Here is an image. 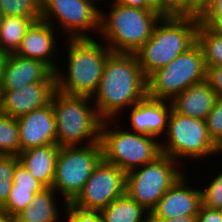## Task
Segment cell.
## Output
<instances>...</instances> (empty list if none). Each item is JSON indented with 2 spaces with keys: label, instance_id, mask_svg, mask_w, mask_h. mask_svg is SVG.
I'll list each match as a JSON object with an SVG mask.
<instances>
[{
  "label": "cell",
  "instance_id": "cell-33",
  "mask_svg": "<svg viewBox=\"0 0 222 222\" xmlns=\"http://www.w3.org/2000/svg\"><path fill=\"white\" fill-rule=\"evenodd\" d=\"M13 186L16 189H31V192H41L46 188L35 179L20 162L15 166Z\"/></svg>",
  "mask_w": 222,
  "mask_h": 222
},
{
  "label": "cell",
  "instance_id": "cell-12",
  "mask_svg": "<svg viewBox=\"0 0 222 222\" xmlns=\"http://www.w3.org/2000/svg\"><path fill=\"white\" fill-rule=\"evenodd\" d=\"M126 173L103 159L94 168L82 191L71 202L87 210L101 211L125 194Z\"/></svg>",
  "mask_w": 222,
  "mask_h": 222
},
{
  "label": "cell",
  "instance_id": "cell-23",
  "mask_svg": "<svg viewBox=\"0 0 222 222\" xmlns=\"http://www.w3.org/2000/svg\"><path fill=\"white\" fill-rule=\"evenodd\" d=\"M35 21L29 17L3 16L0 24V50L15 54L22 38Z\"/></svg>",
  "mask_w": 222,
  "mask_h": 222
},
{
  "label": "cell",
  "instance_id": "cell-6",
  "mask_svg": "<svg viewBox=\"0 0 222 222\" xmlns=\"http://www.w3.org/2000/svg\"><path fill=\"white\" fill-rule=\"evenodd\" d=\"M115 122L118 123L119 120H103L100 127V143L105 162L127 173L154 161L162 154L160 139L123 128H112Z\"/></svg>",
  "mask_w": 222,
  "mask_h": 222
},
{
  "label": "cell",
  "instance_id": "cell-31",
  "mask_svg": "<svg viewBox=\"0 0 222 222\" xmlns=\"http://www.w3.org/2000/svg\"><path fill=\"white\" fill-rule=\"evenodd\" d=\"M209 137L222 150V97H218L205 119Z\"/></svg>",
  "mask_w": 222,
  "mask_h": 222
},
{
  "label": "cell",
  "instance_id": "cell-38",
  "mask_svg": "<svg viewBox=\"0 0 222 222\" xmlns=\"http://www.w3.org/2000/svg\"><path fill=\"white\" fill-rule=\"evenodd\" d=\"M148 222H196V216L180 215L171 219L148 217Z\"/></svg>",
  "mask_w": 222,
  "mask_h": 222
},
{
  "label": "cell",
  "instance_id": "cell-19",
  "mask_svg": "<svg viewBox=\"0 0 222 222\" xmlns=\"http://www.w3.org/2000/svg\"><path fill=\"white\" fill-rule=\"evenodd\" d=\"M219 96L205 80L189 86L172 101V109L181 115L205 120Z\"/></svg>",
  "mask_w": 222,
  "mask_h": 222
},
{
  "label": "cell",
  "instance_id": "cell-5",
  "mask_svg": "<svg viewBox=\"0 0 222 222\" xmlns=\"http://www.w3.org/2000/svg\"><path fill=\"white\" fill-rule=\"evenodd\" d=\"M51 104L56 119L59 147L100 142L103 120L99 117L91 97L67 95L56 90Z\"/></svg>",
  "mask_w": 222,
  "mask_h": 222
},
{
  "label": "cell",
  "instance_id": "cell-24",
  "mask_svg": "<svg viewBox=\"0 0 222 222\" xmlns=\"http://www.w3.org/2000/svg\"><path fill=\"white\" fill-rule=\"evenodd\" d=\"M197 43L203 50L206 68L222 65L221 34L200 22L197 28Z\"/></svg>",
  "mask_w": 222,
  "mask_h": 222
},
{
  "label": "cell",
  "instance_id": "cell-39",
  "mask_svg": "<svg viewBox=\"0 0 222 222\" xmlns=\"http://www.w3.org/2000/svg\"><path fill=\"white\" fill-rule=\"evenodd\" d=\"M199 20L222 35V18H199Z\"/></svg>",
  "mask_w": 222,
  "mask_h": 222
},
{
  "label": "cell",
  "instance_id": "cell-1",
  "mask_svg": "<svg viewBox=\"0 0 222 222\" xmlns=\"http://www.w3.org/2000/svg\"><path fill=\"white\" fill-rule=\"evenodd\" d=\"M148 96L147 77L132 53L112 52L105 62L98 88L91 97L102 120L121 113Z\"/></svg>",
  "mask_w": 222,
  "mask_h": 222
},
{
  "label": "cell",
  "instance_id": "cell-22",
  "mask_svg": "<svg viewBox=\"0 0 222 222\" xmlns=\"http://www.w3.org/2000/svg\"><path fill=\"white\" fill-rule=\"evenodd\" d=\"M103 222H148L149 212L126 193L100 211Z\"/></svg>",
  "mask_w": 222,
  "mask_h": 222
},
{
  "label": "cell",
  "instance_id": "cell-21",
  "mask_svg": "<svg viewBox=\"0 0 222 222\" xmlns=\"http://www.w3.org/2000/svg\"><path fill=\"white\" fill-rule=\"evenodd\" d=\"M56 195L52 187L36 193L30 205L16 215L18 222H61Z\"/></svg>",
  "mask_w": 222,
  "mask_h": 222
},
{
  "label": "cell",
  "instance_id": "cell-4",
  "mask_svg": "<svg viewBox=\"0 0 222 222\" xmlns=\"http://www.w3.org/2000/svg\"><path fill=\"white\" fill-rule=\"evenodd\" d=\"M109 12L101 7L99 36L112 52L134 54L151 36L162 18L157 9H139L110 1Z\"/></svg>",
  "mask_w": 222,
  "mask_h": 222
},
{
  "label": "cell",
  "instance_id": "cell-20",
  "mask_svg": "<svg viewBox=\"0 0 222 222\" xmlns=\"http://www.w3.org/2000/svg\"><path fill=\"white\" fill-rule=\"evenodd\" d=\"M60 147L50 144L32 147L18 154L19 162L45 187H52Z\"/></svg>",
  "mask_w": 222,
  "mask_h": 222
},
{
  "label": "cell",
  "instance_id": "cell-44",
  "mask_svg": "<svg viewBox=\"0 0 222 222\" xmlns=\"http://www.w3.org/2000/svg\"><path fill=\"white\" fill-rule=\"evenodd\" d=\"M218 211L220 212V214L222 216V206L218 209Z\"/></svg>",
  "mask_w": 222,
  "mask_h": 222
},
{
  "label": "cell",
  "instance_id": "cell-3",
  "mask_svg": "<svg viewBox=\"0 0 222 222\" xmlns=\"http://www.w3.org/2000/svg\"><path fill=\"white\" fill-rule=\"evenodd\" d=\"M199 23L191 16H162L152 36L134 53L147 78L197 42Z\"/></svg>",
  "mask_w": 222,
  "mask_h": 222
},
{
  "label": "cell",
  "instance_id": "cell-28",
  "mask_svg": "<svg viewBox=\"0 0 222 222\" xmlns=\"http://www.w3.org/2000/svg\"><path fill=\"white\" fill-rule=\"evenodd\" d=\"M19 157L0 155V208L6 203L13 185V175Z\"/></svg>",
  "mask_w": 222,
  "mask_h": 222
},
{
  "label": "cell",
  "instance_id": "cell-30",
  "mask_svg": "<svg viewBox=\"0 0 222 222\" xmlns=\"http://www.w3.org/2000/svg\"><path fill=\"white\" fill-rule=\"evenodd\" d=\"M214 175L209 184L201 189V200L202 206L218 210L222 206V171Z\"/></svg>",
  "mask_w": 222,
  "mask_h": 222
},
{
  "label": "cell",
  "instance_id": "cell-32",
  "mask_svg": "<svg viewBox=\"0 0 222 222\" xmlns=\"http://www.w3.org/2000/svg\"><path fill=\"white\" fill-rule=\"evenodd\" d=\"M62 219L64 222H103L102 215L98 210H87L74 206L71 202L67 203Z\"/></svg>",
  "mask_w": 222,
  "mask_h": 222
},
{
  "label": "cell",
  "instance_id": "cell-10",
  "mask_svg": "<svg viewBox=\"0 0 222 222\" xmlns=\"http://www.w3.org/2000/svg\"><path fill=\"white\" fill-rule=\"evenodd\" d=\"M102 159L100 142L60 147L52 188L64 198L63 209L82 191L94 168Z\"/></svg>",
  "mask_w": 222,
  "mask_h": 222
},
{
  "label": "cell",
  "instance_id": "cell-14",
  "mask_svg": "<svg viewBox=\"0 0 222 222\" xmlns=\"http://www.w3.org/2000/svg\"><path fill=\"white\" fill-rule=\"evenodd\" d=\"M20 152L32 147L57 144L56 119L52 104L16 118Z\"/></svg>",
  "mask_w": 222,
  "mask_h": 222
},
{
  "label": "cell",
  "instance_id": "cell-29",
  "mask_svg": "<svg viewBox=\"0 0 222 222\" xmlns=\"http://www.w3.org/2000/svg\"><path fill=\"white\" fill-rule=\"evenodd\" d=\"M36 193L39 192H31V189H16L12 185L8 199L0 210L11 215H18L30 205Z\"/></svg>",
  "mask_w": 222,
  "mask_h": 222
},
{
  "label": "cell",
  "instance_id": "cell-9",
  "mask_svg": "<svg viewBox=\"0 0 222 222\" xmlns=\"http://www.w3.org/2000/svg\"><path fill=\"white\" fill-rule=\"evenodd\" d=\"M181 167L170 156L161 154L154 161L126 173L125 193L151 212L164 193L185 174Z\"/></svg>",
  "mask_w": 222,
  "mask_h": 222
},
{
  "label": "cell",
  "instance_id": "cell-11",
  "mask_svg": "<svg viewBox=\"0 0 222 222\" xmlns=\"http://www.w3.org/2000/svg\"><path fill=\"white\" fill-rule=\"evenodd\" d=\"M96 1L99 0H41V20L63 32L64 39L92 38L94 32L93 35L100 32L101 6L97 4L101 2Z\"/></svg>",
  "mask_w": 222,
  "mask_h": 222
},
{
  "label": "cell",
  "instance_id": "cell-26",
  "mask_svg": "<svg viewBox=\"0 0 222 222\" xmlns=\"http://www.w3.org/2000/svg\"><path fill=\"white\" fill-rule=\"evenodd\" d=\"M155 7L162 16H191L199 18L203 2L201 0H159Z\"/></svg>",
  "mask_w": 222,
  "mask_h": 222
},
{
  "label": "cell",
  "instance_id": "cell-2",
  "mask_svg": "<svg viewBox=\"0 0 222 222\" xmlns=\"http://www.w3.org/2000/svg\"><path fill=\"white\" fill-rule=\"evenodd\" d=\"M92 38H67V66L55 71L56 90L67 95L92 97L101 80L105 62L112 53L103 41ZM66 66V67H64ZM64 68L65 71L63 70ZM67 71V73H66ZM64 72V73H63Z\"/></svg>",
  "mask_w": 222,
  "mask_h": 222
},
{
  "label": "cell",
  "instance_id": "cell-7",
  "mask_svg": "<svg viewBox=\"0 0 222 222\" xmlns=\"http://www.w3.org/2000/svg\"><path fill=\"white\" fill-rule=\"evenodd\" d=\"M165 135L167 136L163 137L164 140L160 139L162 154L170 156L180 164H185L187 159L197 162L196 160L209 159L216 154V157L220 153V156L222 155V150L209 137L205 120L184 116L172 109Z\"/></svg>",
  "mask_w": 222,
  "mask_h": 222
},
{
  "label": "cell",
  "instance_id": "cell-35",
  "mask_svg": "<svg viewBox=\"0 0 222 222\" xmlns=\"http://www.w3.org/2000/svg\"><path fill=\"white\" fill-rule=\"evenodd\" d=\"M199 18H222V0H205Z\"/></svg>",
  "mask_w": 222,
  "mask_h": 222
},
{
  "label": "cell",
  "instance_id": "cell-34",
  "mask_svg": "<svg viewBox=\"0 0 222 222\" xmlns=\"http://www.w3.org/2000/svg\"><path fill=\"white\" fill-rule=\"evenodd\" d=\"M206 81L219 97H222V65L209 66Z\"/></svg>",
  "mask_w": 222,
  "mask_h": 222
},
{
  "label": "cell",
  "instance_id": "cell-13",
  "mask_svg": "<svg viewBox=\"0 0 222 222\" xmlns=\"http://www.w3.org/2000/svg\"><path fill=\"white\" fill-rule=\"evenodd\" d=\"M187 174L185 173L164 193L148 217L171 219L180 215L197 216L202 205L201 187L198 189L197 186L196 189L192 182L190 186Z\"/></svg>",
  "mask_w": 222,
  "mask_h": 222
},
{
  "label": "cell",
  "instance_id": "cell-16",
  "mask_svg": "<svg viewBox=\"0 0 222 222\" xmlns=\"http://www.w3.org/2000/svg\"><path fill=\"white\" fill-rule=\"evenodd\" d=\"M172 110L170 101L153 99L145 97L135 105L127 109L129 116L128 122L130 130L136 133H142L150 136H155L159 139L164 137L168 118Z\"/></svg>",
  "mask_w": 222,
  "mask_h": 222
},
{
  "label": "cell",
  "instance_id": "cell-40",
  "mask_svg": "<svg viewBox=\"0 0 222 222\" xmlns=\"http://www.w3.org/2000/svg\"><path fill=\"white\" fill-rule=\"evenodd\" d=\"M9 54L0 50V84L3 82L4 66Z\"/></svg>",
  "mask_w": 222,
  "mask_h": 222
},
{
  "label": "cell",
  "instance_id": "cell-25",
  "mask_svg": "<svg viewBox=\"0 0 222 222\" xmlns=\"http://www.w3.org/2000/svg\"><path fill=\"white\" fill-rule=\"evenodd\" d=\"M20 153L18 123L16 118L0 112V155Z\"/></svg>",
  "mask_w": 222,
  "mask_h": 222
},
{
  "label": "cell",
  "instance_id": "cell-8",
  "mask_svg": "<svg viewBox=\"0 0 222 222\" xmlns=\"http://www.w3.org/2000/svg\"><path fill=\"white\" fill-rule=\"evenodd\" d=\"M206 73L203 50L196 42L147 78L148 97L171 102L189 86L205 81Z\"/></svg>",
  "mask_w": 222,
  "mask_h": 222
},
{
  "label": "cell",
  "instance_id": "cell-17",
  "mask_svg": "<svg viewBox=\"0 0 222 222\" xmlns=\"http://www.w3.org/2000/svg\"><path fill=\"white\" fill-rule=\"evenodd\" d=\"M56 82H36L17 90H4L2 112L18 118L51 103Z\"/></svg>",
  "mask_w": 222,
  "mask_h": 222
},
{
  "label": "cell",
  "instance_id": "cell-36",
  "mask_svg": "<svg viewBox=\"0 0 222 222\" xmlns=\"http://www.w3.org/2000/svg\"><path fill=\"white\" fill-rule=\"evenodd\" d=\"M196 222H222V216L217 209L200 206Z\"/></svg>",
  "mask_w": 222,
  "mask_h": 222
},
{
  "label": "cell",
  "instance_id": "cell-42",
  "mask_svg": "<svg viewBox=\"0 0 222 222\" xmlns=\"http://www.w3.org/2000/svg\"><path fill=\"white\" fill-rule=\"evenodd\" d=\"M3 96H4V89L2 84H0V112H2L3 109Z\"/></svg>",
  "mask_w": 222,
  "mask_h": 222
},
{
  "label": "cell",
  "instance_id": "cell-43",
  "mask_svg": "<svg viewBox=\"0 0 222 222\" xmlns=\"http://www.w3.org/2000/svg\"><path fill=\"white\" fill-rule=\"evenodd\" d=\"M2 19H3V14H2V12L0 11V24L2 23Z\"/></svg>",
  "mask_w": 222,
  "mask_h": 222
},
{
  "label": "cell",
  "instance_id": "cell-27",
  "mask_svg": "<svg viewBox=\"0 0 222 222\" xmlns=\"http://www.w3.org/2000/svg\"><path fill=\"white\" fill-rule=\"evenodd\" d=\"M3 16H20L41 20V0H0Z\"/></svg>",
  "mask_w": 222,
  "mask_h": 222
},
{
  "label": "cell",
  "instance_id": "cell-41",
  "mask_svg": "<svg viewBox=\"0 0 222 222\" xmlns=\"http://www.w3.org/2000/svg\"><path fill=\"white\" fill-rule=\"evenodd\" d=\"M0 222H18V220L16 215H11L0 210Z\"/></svg>",
  "mask_w": 222,
  "mask_h": 222
},
{
  "label": "cell",
  "instance_id": "cell-37",
  "mask_svg": "<svg viewBox=\"0 0 222 222\" xmlns=\"http://www.w3.org/2000/svg\"><path fill=\"white\" fill-rule=\"evenodd\" d=\"M114 3L139 9H156L151 0H114Z\"/></svg>",
  "mask_w": 222,
  "mask_h": 222
},
{
  "label": "cell",
  "instance_id": "cell-18",
  "mask_svg": "<svg viewBox=\"0 0 222 222\" xmlns=\"http://www.w3.org/2000/svg\"><path fill=\"white\" fill-rule=\"evenodd\" d=\"M36 82H56L55 72L44 62L9 54L4 66V90H17Z\"/></svg>",
  "mask_w": 222,
  "mask_h": 222
},
{
  "label": "cell",
  "instance_id": "cell-45",
  "mask_svg": "<svg viewBox=\"0 0 222 222\" xmlns=\"http://www.w3.org/2000/svg\"><path fill=\"white\" fill-rule=\"evenodd\" d=\"M154 4H156L159 0H151Z\"/></svg>",
  "mask_w": 222,
  "mask_h": 222
},
{
  "label": "cell",
  "instance_id": "cell-15",
  "mask_svg": "<svg viewBox=\"0 0 222 222\" xmlns=\"http://www.w3.org/2000/svg\"><path fill=\"white\" fill-rule=\"evenodd\" d=\"M56 32L59 34V31H56L50 23L42 20L34 22L22 38L20 47L15 54L42 61L55 72L59 64L62 63L57 61L61 60L57 58L61 54L57 53L59 51L56 49L59 48V36L57 37Z\"/></svg>",
  "mask_w": 222,
  "mask_h": 222
}]
</instances>
